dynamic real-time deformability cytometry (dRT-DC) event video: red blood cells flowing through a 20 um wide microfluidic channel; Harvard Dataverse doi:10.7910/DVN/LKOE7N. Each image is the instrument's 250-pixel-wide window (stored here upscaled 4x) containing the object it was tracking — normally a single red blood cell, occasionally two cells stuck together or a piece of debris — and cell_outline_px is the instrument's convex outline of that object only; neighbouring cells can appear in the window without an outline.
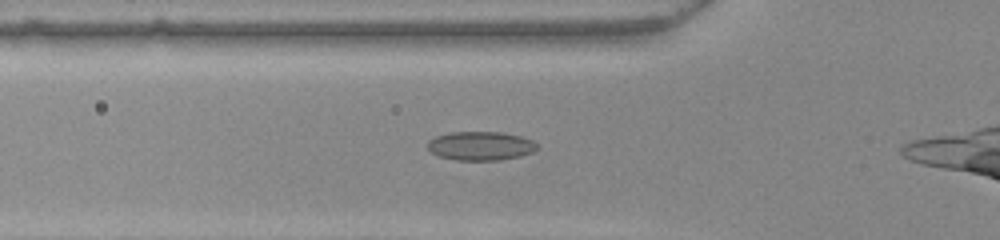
{"species": "common noctule bat (a hibernating species)", "species_latin": "Nyctalus noctula", "temperature_condition": "warm", "stored_images_in_passage": 32, "camera_frame_rate_fps": 3000, "um_per_image_px": 0.085, "animal": {"sex": "female", "body_mass_g": 22.0, "forearm_length_mm": 56.7}, "frame": {"image": 1, "passage_image": 8, "time_ms": 2.333, "image_size_px": [1000, 240], "cell_outline_px": [[536, 148], [532, 152], [520, 156], [496, 160], [456, 160], [440, 156], [432, 152], [428, 148], [428, 140], [436, 136], [452, 132], [500, 132], [520, 136], [532, 140], [536, 144]], "centroid_in_image_um": [40.83, 12.39], "position_along_channel_um": 85.0, "area_um2": 18.15}}
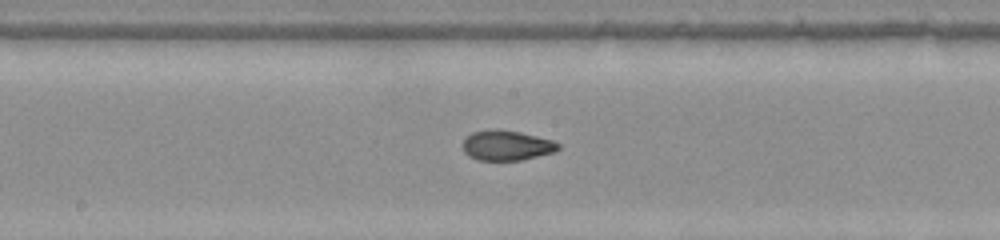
{"frame": {"image": 2, "passage_image": 17, "time_ms": 5.333, "image_size_px": [1000, 240], "cell_outline_px": [[560, 148], [556, 152], [520, 160], [480, 160], [468, 156], [464, 152], [464, 140], [472, 132], [492, 128], [520, 132], [552, 140], [560, 144]], "centroid_in_image_um": [43.08, 12.35], "position_along_channel_um": 205.1, "area_um2": 16.7}}
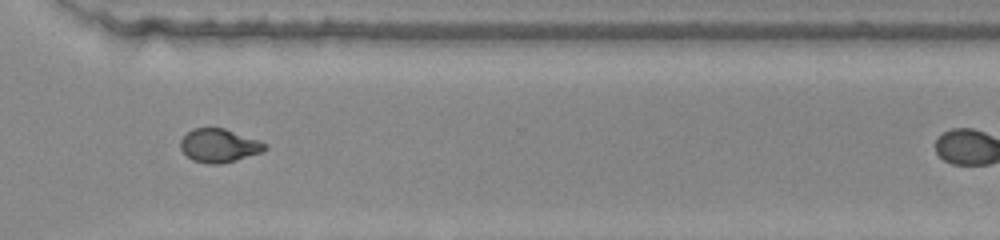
{"frame": {"image": 3, "passage_image": 28, "time_ms": 9.0, "image_size_px": [1000, 240], "cell_outline_px": [[268, 148], [264, 152], [236, 160], [220, 164], [208, 164], [192, 160], [180, 148], [180, 140], [192, 128], [224, 128], [260, 140], [268, 144]], "centroid_in_image_um": [18.66, 12.37], "position_along_channel_um": 351.9, "area_um2": 16.65}}